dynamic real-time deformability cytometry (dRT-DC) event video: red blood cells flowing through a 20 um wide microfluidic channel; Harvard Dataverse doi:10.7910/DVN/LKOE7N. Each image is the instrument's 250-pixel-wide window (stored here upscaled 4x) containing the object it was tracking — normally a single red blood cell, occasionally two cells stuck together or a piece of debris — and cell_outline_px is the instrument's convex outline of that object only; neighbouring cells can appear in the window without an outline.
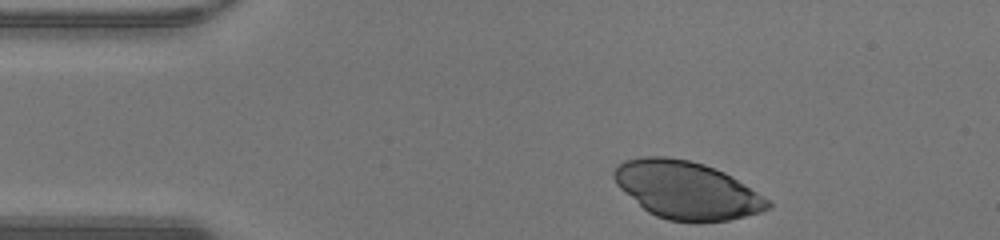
{"species": "human", "species_latin": "Homo sapiens", "temperature_condition": "warm", "stored_images_in_passage": 32, "camera_frame_rate_fps": 3000, "um_per_image_px": 0.085, "donor": {"sex": "male"}, "frame": {"image": 1, "passage_image": 1, "time_ms": 0.0, "image_size_px": [1000, 240], "cell_outline_px": [[772, 208], [760, 212], [728, 220], [668, 220], [656, 216], [648, 212], [620, 188], [616, 184], [612, 176], [612, 172], [624, 160], [644, 156], [664, 156], [688, 160], [704, 164], [724, 172], [732, 176], [768, 200], [772, 204]], "centroid_in_image_um": [58.34, 16.13], "position_along_channel_um": 26.7, "area_um2": 50.86}}